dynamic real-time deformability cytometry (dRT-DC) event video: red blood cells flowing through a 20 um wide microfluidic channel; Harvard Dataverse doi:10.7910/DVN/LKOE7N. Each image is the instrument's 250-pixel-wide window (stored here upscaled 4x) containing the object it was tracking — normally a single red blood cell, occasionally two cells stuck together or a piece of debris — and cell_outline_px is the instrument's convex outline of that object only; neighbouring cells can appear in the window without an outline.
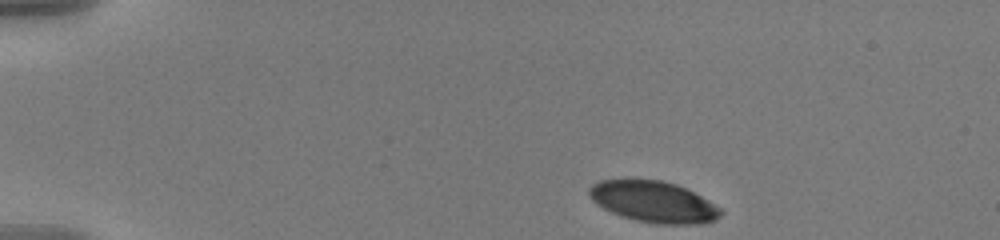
{"species": "human", "species_latin": "Homo sapiens", "temperature_condition": "warm", "stored_images_in_passage": 48, "camera_frame_rate_fps": 3000, "um_per_image_px": 0.085, "donor": {"sex": "male"}, "frame": {"image": 1, "passage_image": 1, "time_ms": 0.0, "image_size_px": [1000, 240], "cell_outline_px": [[724, 212], [716, 220], [700, 224], [656, 224], [636, 220], [612, 212], [596, 204], [588, 196], [588, 188], [592, 184], [600, 180], [624, 176], [660, 180], [676, 184], [708, 200], [720, 208]], "centroid_in_image_um": [55.49, 17.11], "position_along_channel_um": 29.5, "area_um2": 32.25}}
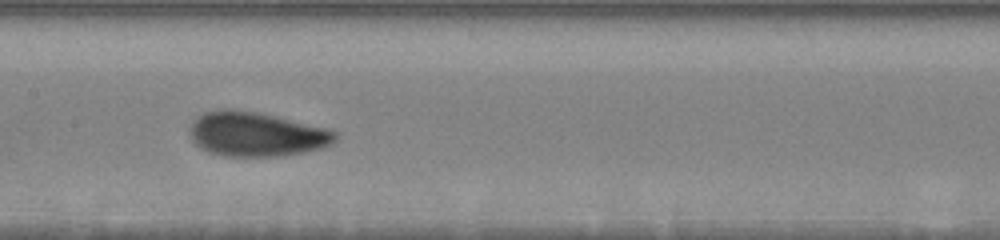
{"frame": {"image": 2, "passage_image": 21, "time_ms": 6.667, "image_size_px": [1000, 240], "cell_outline_px": [[336, 140], [332, 144], [324, 148], [304, 152], [280, 156], [224, 156], [208, 152], [200, 148], [192, 140], [188, 132], [192, 120], [196, 116], [204, 112], [220, 108], [232, 108], [256, 112], [324, 128], [336, 132]], "centroid_in_image_um": [21.71, 11.41], "position_along_channel_um": 185.7, "area_um2": 37.74}}
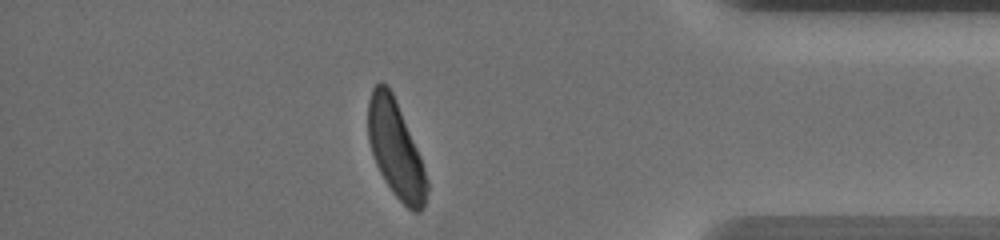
{"frame": {"image": 3, "passage_image": 41, "time_ms": 13.333, "image_size_px": [1000, 240], "cell_outline_px": [[428, 192], [424, 204], [420, 212], [416, 212], [408, 208], [392, 192], [384, 180], [376, 164], [368, 140], [368, 100], [372, 88], [380, 80], [388, 84], [392, 92], [420, 156], [428, 180]], "centroid_in_image_um": [33.62, 12.66], "position_along_channel_um": 401.6, "area_um2": 32.95}, "authors_computed_cell_mechanics": {"area_um2": 35.258, "velocity_mm_per_s": 3.6054, "shape_relaxation_time_tau1_ms": 3.7531, "shape_relaxation_time_tau2_ms": 1.2837, "deformation_change_tau1": 0.1472, "deformation_change_tau2": 0.0663}}